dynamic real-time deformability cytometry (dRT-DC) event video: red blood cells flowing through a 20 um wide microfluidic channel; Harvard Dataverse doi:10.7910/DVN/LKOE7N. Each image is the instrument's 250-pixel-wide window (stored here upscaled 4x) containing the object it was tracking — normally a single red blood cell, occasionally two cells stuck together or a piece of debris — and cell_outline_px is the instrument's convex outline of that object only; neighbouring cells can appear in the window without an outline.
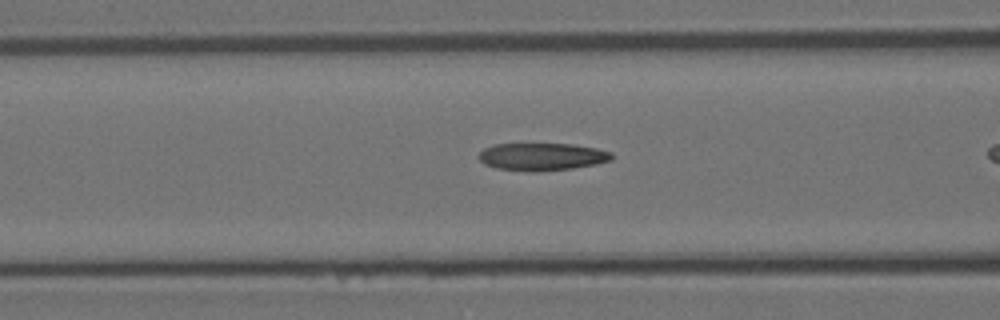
{"species": "Egyptian fruit bat (a non-hibernating species)", "species_latin": "Rousettus aegyptiacus", "temperature_condition": "room temperature", "stored_images_in_passage": 14, "camera_frame_rate_fps": 3000, "um_per_image_px": 0.085, "animal": {"sex": "female"}, "frame": {"image": 1, "passage_image": 8, "time_ms": 2.333, "image_size_px": [1000, 320], "cell_outline_px": [[612, 160], [596, 164], [572, 168], [536, 172], [532, 172], [496, 168], [484, 164], [476, 156], [484, 148], [492, 144], [572, 144], [596, 148], [612, 152]], "centroid_in_image_um": [46.04, 13.32], "position_along_channel_um": 120.6, "area_um2": 21.44}}
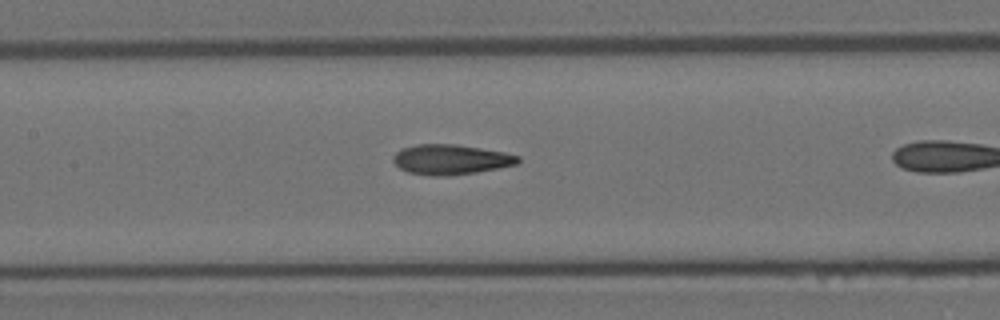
{"frame": {"image": 2, "passage_image": 12, "time_ms": 3.667, "image_size_px": [1000, 320], "cell_outline_px": [[520, 160], [516, 164], [476, 172], [448, 176], [432, 176], [408, 172], [400, 168], [392, 160], [392, 156], [396, 152], [404, 148], [416, 144], [456, 144], [504, 152], [520, 156]], "centroid_in_image_um": [38.29, 13.55], "position_along_channel_um": 169.1, "area_um2": 21.73}}